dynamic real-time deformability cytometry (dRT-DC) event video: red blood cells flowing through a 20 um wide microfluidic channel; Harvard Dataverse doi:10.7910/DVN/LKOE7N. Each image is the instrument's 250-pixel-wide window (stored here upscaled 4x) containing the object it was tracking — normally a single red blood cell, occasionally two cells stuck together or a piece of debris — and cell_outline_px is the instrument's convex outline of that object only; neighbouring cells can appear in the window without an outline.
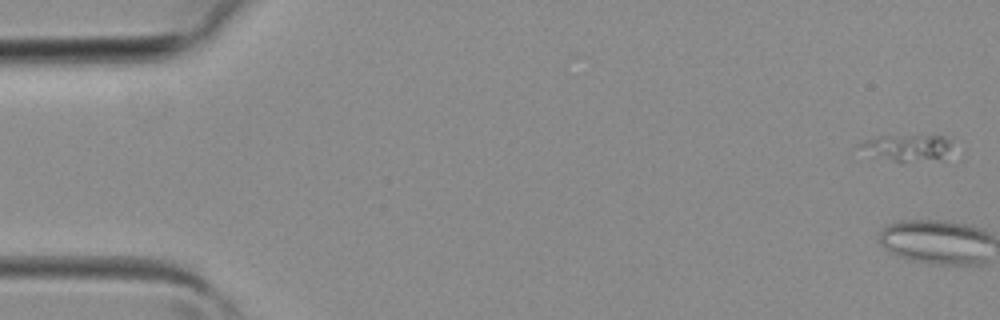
{"species": "common noctule bat (a hibernating species)", "species_latin": "Nyctalus noctula", "temperature_condition": "room temperature", "stored_images_in_passage": 4, "camera_frame_rate_fps": 3000, "um_per_image_px": 0.085, "animal": {"sex": "female", "body_mass_g": 19.3, "forearm_length_mm": 54.1}, "frame": {"image": 1, "passage_image": 4, "time_ms": 1.0, "image_size_px": [1000, 320], "cell_outline_px": [[948, 148], [940, 160], [900, 164], [872, 156], [860, 144], [864, 140], [876, 136], [944, 136], [948, 140]], "centroid_in_image_um": [77.08, 12.6], "position_along_channel_um": 7.9, "area_um2": 14.22}}